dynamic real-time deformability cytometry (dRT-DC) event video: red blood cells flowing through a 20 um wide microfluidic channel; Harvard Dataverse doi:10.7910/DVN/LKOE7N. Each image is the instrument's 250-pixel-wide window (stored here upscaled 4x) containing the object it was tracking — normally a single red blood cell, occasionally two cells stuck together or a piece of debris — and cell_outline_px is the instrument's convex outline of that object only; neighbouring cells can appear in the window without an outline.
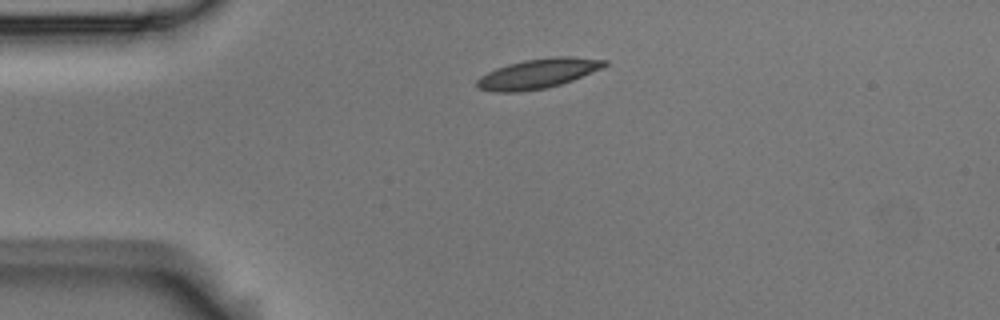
{"species": "Egyptian fruit bat (a non-hibernating species)", "species_latin": "Rousettus aegyptiacus", "temperature_condition": "room temperature", "stored_images_in_passage": 2, "camera_frame_rate_fps": 3000, "um_per_image_px": 0.085, "animal": {"sex": "male"}, "frame": {"image": 1, "passage_image": 1, "time_ms": 0.0, "image_size_px": [1000, 320], "cell_outline_px": [[608, 64], [600, 68], [572, 80], [560, 84], [544, 88], [520, 92], [492, 92], [476, 88], [476, 80], [480, 76], [496, 68], [508, 64], [524, 60], [552, 56], [572, 56], [608, 60]], "centroid_in_image_um": [45.68, 6.25], "position_along_channel_um": 39.3, "area_um2": 22.08}}